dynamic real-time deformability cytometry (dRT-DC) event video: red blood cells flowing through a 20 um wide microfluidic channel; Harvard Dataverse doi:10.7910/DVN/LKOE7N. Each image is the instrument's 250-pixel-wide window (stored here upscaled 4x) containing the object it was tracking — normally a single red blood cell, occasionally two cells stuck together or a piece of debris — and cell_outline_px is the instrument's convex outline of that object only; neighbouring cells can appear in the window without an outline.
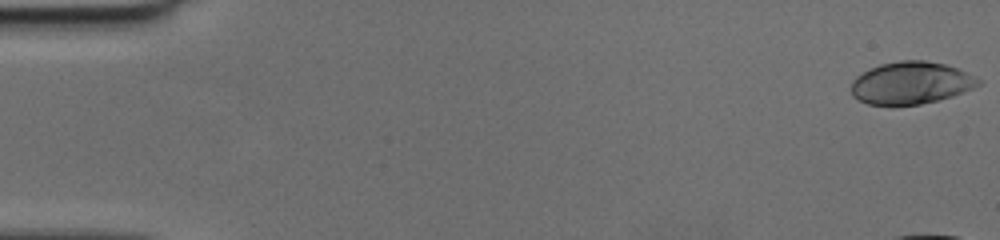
{"species": "human", "species_latin": "Homo sapiens", "temperature_condition": "cold", "stored_images_in_passage": 12, "camera_frame_rate_fps": 3000, "um_per_image_px": 0.085, "donor": {"sex": "female"}, "frame": {"image": 1, "passage_image": 1, "time_ms": 0.0, "image_size_px": [1000, 240], "cell_outline_px": [[984, 84], [964, 92], [940, 100], [920, 104], [892, 108], [868, 104], [852, 96], [852, 80], [856, 76], [880, 64], [900, 60], [924, 60], [944, 64], [956, 68], [980, 80]], "centroid_in_image_um": [77.41, 7.09], "position_along_channel_um": 7.6, "area_um2": 31.85}}